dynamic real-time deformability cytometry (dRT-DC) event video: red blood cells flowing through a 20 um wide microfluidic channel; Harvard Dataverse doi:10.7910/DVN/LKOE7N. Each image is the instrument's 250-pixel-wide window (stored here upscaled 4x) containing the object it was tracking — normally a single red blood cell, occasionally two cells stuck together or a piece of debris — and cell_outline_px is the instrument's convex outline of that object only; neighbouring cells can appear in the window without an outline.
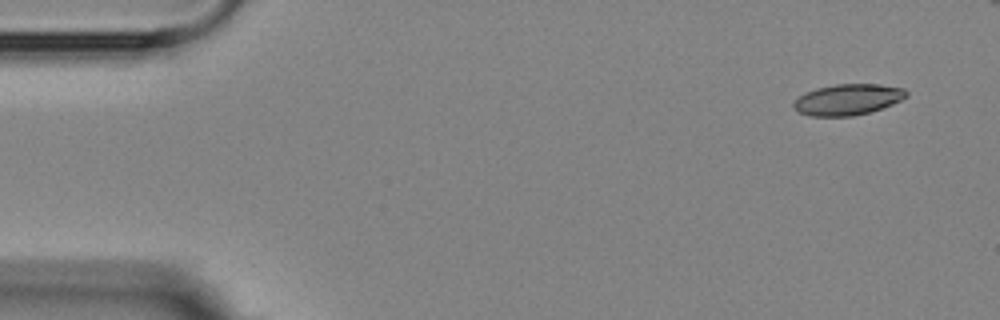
{"species": "Egyptian fruit bat (a non-hibernating species)", "species_latin": "Rousettus aegyptiacus", "temperature_condition": "room temperature", "stored_images_in_passage": 6, "camera_frame_rate_fps": 3000, "um_per_image_px": 0.085, "animal": {"sex": "female"}, "frame": {"image": 1, "passage_image": 1, "time_ms": 0.0, "image_size_px": [1000, 320], "cell_outline_px": [[908, 96], [884, 108], [852, 116], [808, 116], [792, 108], [792, 104], [804, 92], [816, 88], [836, 84], [880, 84], [904, 88], [908, 92]], "centroid_in_image_um": [72.06, 8.46], "position_along_channel_um": 12.9, "area_um2": 20.46}}
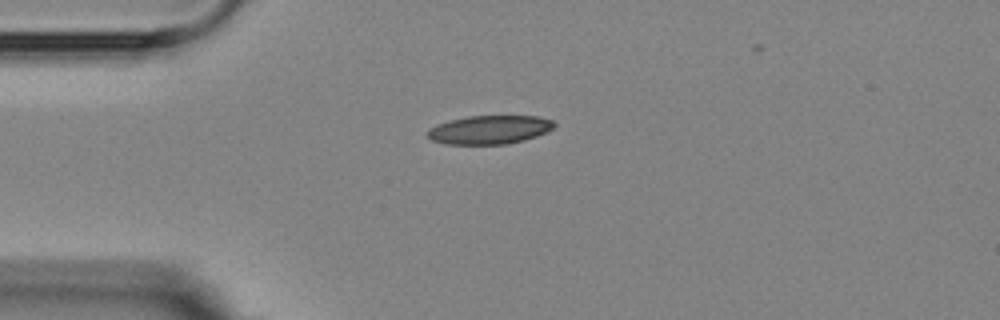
{"frame": {"image": 2, "passage_image": 4, "time_ms": 3.333, "image_size_px": [1000, 320], "cell_outline_px": [[556, 128], [548, 132], [524, 140], [504, 144], [444, 144], [432, 140], [428, 136], [428, 128], [436, 124], [468, 116], [540, 116], [552, 120], [556, 124]], "centroid_in_image_um": [41.65, 11.02], "position_along_channel_um": 43.4, "area_um2": 21.21}}
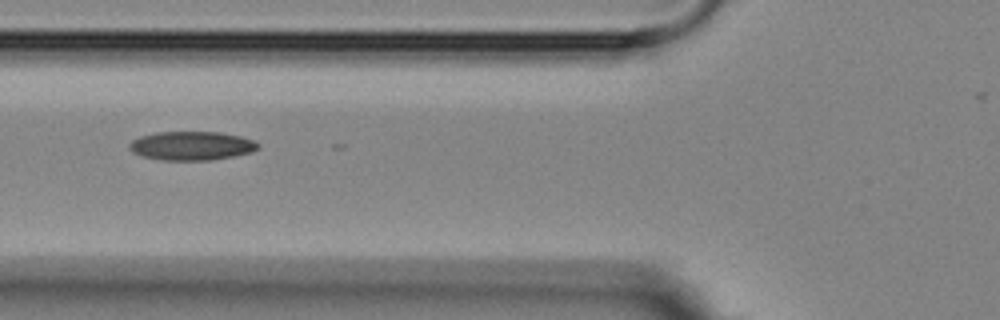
{"frame": {"image": 3, "passage_image": 6, "time_ms": 5.667, "image_size_px": [1000, 320], "cell_outline_px": [[260, 148], [252, 152], [236, 156], [212, 160], [160, 160], [144, 156], [132, 152], [128, 148], [128, 144], [132, 140], [140, 136], [156, 132], [220, 132], [240, 136], [256, 140], [260, 144]], "centroid_in_image_um": [16.32, 12.39], "position_along_channel_um": 109.5, "area_um2": 21.91}}